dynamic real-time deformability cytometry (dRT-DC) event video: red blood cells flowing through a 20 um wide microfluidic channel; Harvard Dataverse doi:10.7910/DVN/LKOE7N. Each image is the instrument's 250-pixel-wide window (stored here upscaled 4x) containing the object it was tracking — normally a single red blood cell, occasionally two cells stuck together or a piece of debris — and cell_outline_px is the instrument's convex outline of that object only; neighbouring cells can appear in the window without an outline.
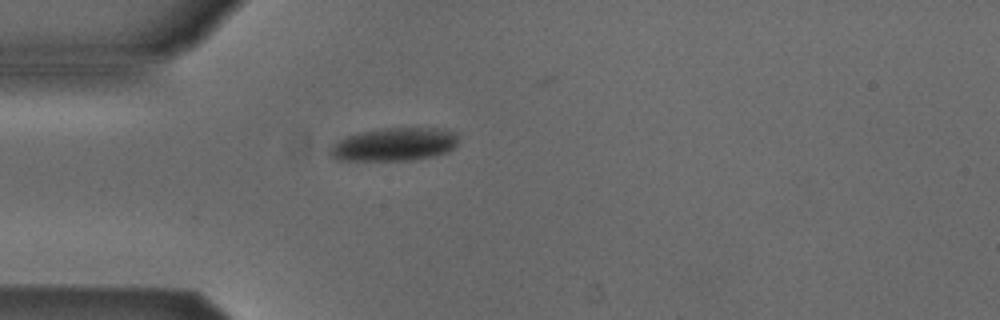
{"species": "Egyptian fruit bat (a non-hibernating species)", "species_latin": "Rousettus aegyptiacus", "temperature_condition": "cold", "stored_images_in_passage": 2, "camera_frame_rate_fps": 3000, "um_per_image_px": 0.085, "animal": {"sex": "male"}, "frame": {"image": 1, "passage_image": 1, "time_ms": 0.0, "image_size_px": [1000, 320], "cell_outline_px": [[456, 144], [448, 152], [432, 156], [412, 160], [336, 160], [328, 156], [328, 148], [332, 144], [348, 136], [360, 132], [380, 128], [444, 128], [456, 132]], "centroid_in_image_um": [33.47, 12.27], "position_along_channel_um": 51.5, "area_um2": 24.91}}